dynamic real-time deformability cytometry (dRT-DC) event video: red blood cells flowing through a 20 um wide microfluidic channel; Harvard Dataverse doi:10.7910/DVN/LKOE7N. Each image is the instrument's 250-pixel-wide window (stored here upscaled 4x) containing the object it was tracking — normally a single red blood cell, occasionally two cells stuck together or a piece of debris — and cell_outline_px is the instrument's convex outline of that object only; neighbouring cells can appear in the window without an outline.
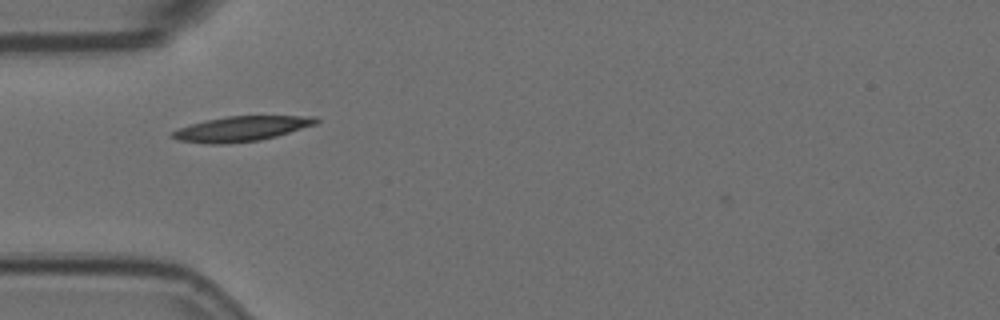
{"species": "Egyptian fruit bat (a non-hibernating species)", "species_latin": "Rousettus aegyptiacus", "temperature_condition": "room temperature", "stored_images_in_passage": 4, "camera_frame_rate_fps": 3000, "um_per_image_px": 0.085, "animal": {"sex": "female"}, "frame": {"image": 1, "passage_image": 2, "time_ms": 0.333, "image_size_px": [1000, 320], "cell_outline_px": [[320, 120], [316, 124], [276, 136], [260, 140], [224, 144], [212, 144], [176, 140], [168, 136], [172, 132], [188, 124], [204, 120], [228, 116], [316, 116]], "centroid_in_image_um": [20.48, 10.94], "position_along_channel_um": 64.5, "area_um2": 20.98}}
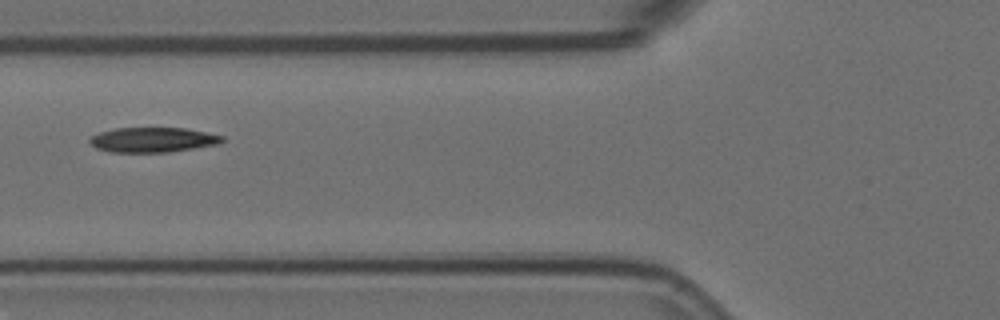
{"frame": {"image": 2, "passage_image": 3, "time_ms": 0.667, "image_size_px": [1000, 320], "cell_outline_px": [[224, 140], [220, 144], [168, 152], [112, 152], [96, 148], [88, 140], [92, 136], [100, 132], [116, 128], [184, 128], [224, 136]], "centroid_in_image_um": [13.0, 11.88], "position_along_channel_um": 112.8, "area_um2": 19.07}}
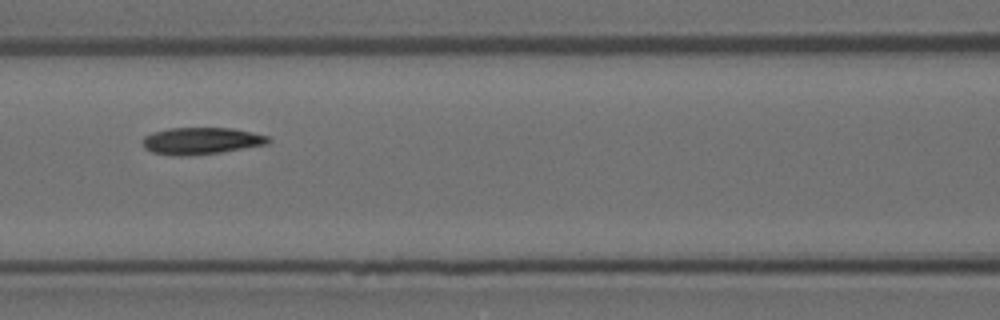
{"frame": {"image": 3, "passage_image": 4, "time_ms": 1.0, "image_size_px": [1000, 320], "cell_outline_px": [[272, 140], [268, 144], [220, 152], [188, 156], [172, 156], [152, 152], [144, 148], [144, 136], [152, 132], [168, 128], [232, 128], [252, 132], [268, 136]], "centroid_in_image_um": [17.1, 11.97], "position_along_channel_um": 149.5, "area_um2": 19.77}}